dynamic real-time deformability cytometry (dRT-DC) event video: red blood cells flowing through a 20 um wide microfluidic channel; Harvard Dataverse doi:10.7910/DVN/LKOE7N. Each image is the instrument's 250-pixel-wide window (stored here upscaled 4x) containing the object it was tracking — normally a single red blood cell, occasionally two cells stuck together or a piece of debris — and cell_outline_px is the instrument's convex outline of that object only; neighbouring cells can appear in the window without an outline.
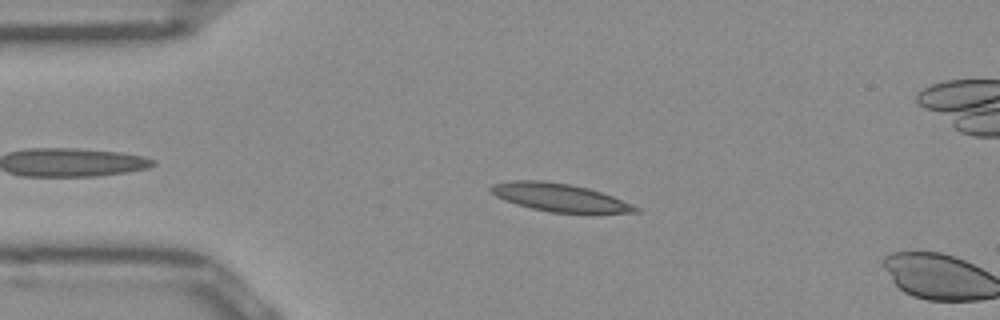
{"species": "Egyptian fruit bat (a non-hibernating species)", "species_latin": "Rousettus aegyptiacus", "temperature_condition": "room temperature", "stored_images_in_passage": 3, "camera_frame_rate_fps": 3000, "um_per_image_px": 0.085, "frame": {"image": 1, "passage_image": 1, "time_ms": 0.0, "image_size_px": [1000, 320], "cell_outline_px": [[640, 212], [552, 212], [532, 208], [516, 204], [504, 200], [496, 196], [488, 188], [492, 184], [512, 180], [544, 180], [568, 184], [588, 188], [612, 196], [632, 204], [640, 208]], "centroid_in_image_um": [47.51, 16.76], "position_along_channel_um": 37.5, "area_um2": 23.18}}